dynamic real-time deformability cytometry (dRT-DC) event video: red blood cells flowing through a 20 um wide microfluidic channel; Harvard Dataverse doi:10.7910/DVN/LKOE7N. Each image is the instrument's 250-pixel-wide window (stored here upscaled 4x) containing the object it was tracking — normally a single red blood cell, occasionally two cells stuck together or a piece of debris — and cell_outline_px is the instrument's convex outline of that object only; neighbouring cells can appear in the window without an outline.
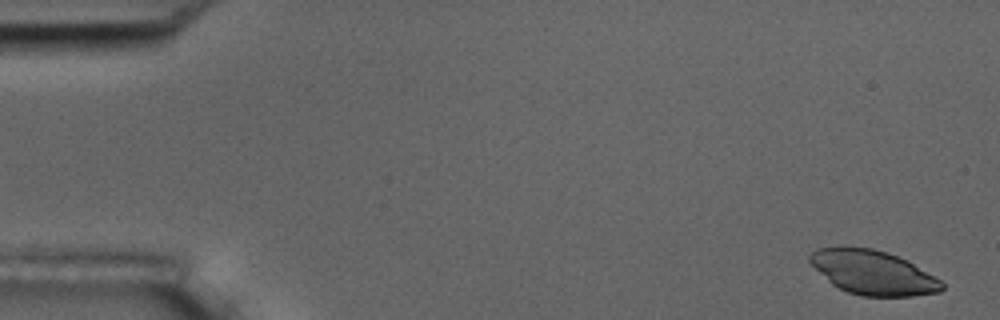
{"species": "common noctule bat (a hibernating species)", "species_latin": "Nyctalus noctula", "temperature_condition": "room temperature", "stored_images_in_passage": 4, "camera_frame_rate_fps": 3000, "um_per_image_px": 0.085, "animal": {"sex": "male", "body_mass_g": 17.5, "forearm_length_mm": 52.3}, "frame": {"image": 1, "passage_image": 1, "time_ms": 0.0, "image_size_px": [1000, 320], "cell_outline_px": [[944, 288], [940, 292], [912, 296], [860, 296], [848, 292], [832, 284], [808, 260], [808, 256], [812, 252], [820, 248], [840, 244], [872, 248], [888, 252], [912, 264], [940, 280], [944, 284]], "centroid_in_image_um": [74.16, 23.14], "position_along_channel_um": 10.8, "area_um2": 33.99}}